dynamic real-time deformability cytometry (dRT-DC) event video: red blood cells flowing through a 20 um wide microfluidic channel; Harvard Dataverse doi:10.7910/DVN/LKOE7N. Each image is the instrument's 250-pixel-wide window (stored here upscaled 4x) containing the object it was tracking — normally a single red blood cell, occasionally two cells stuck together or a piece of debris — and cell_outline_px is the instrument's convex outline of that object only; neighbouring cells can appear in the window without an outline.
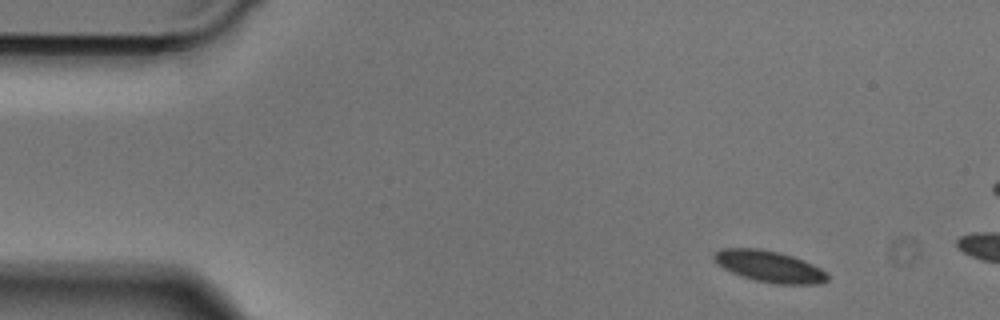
{"species": "Egyptian fruit bat (a non-hibernating species)", "species_latin": "Rousettus aegyptiacus", "temperature_condition": "cold", "stored_images_in_passage": 6, "camera_frame_rate_fps": 3000, "um_per_image_px": 0.085, "animal": {"sex": "male"}, "frame": {"image": 1, "passage_image": 1, "time_ms": 0.0, "image_size_px": [1000, 320], "cell_outline_px": [[828, 280], [816, 284], [776, 284], [756, 280], [740, 276], [716, 264], [712, 256], [720, 248], [760, 248], [780, 252], [804, 260], [820, 268], [828, 276]], "centroid_in_image_um": [65.36, 22.63], "position_along_channel_um": 19.6, "area_um2": 20.75}}